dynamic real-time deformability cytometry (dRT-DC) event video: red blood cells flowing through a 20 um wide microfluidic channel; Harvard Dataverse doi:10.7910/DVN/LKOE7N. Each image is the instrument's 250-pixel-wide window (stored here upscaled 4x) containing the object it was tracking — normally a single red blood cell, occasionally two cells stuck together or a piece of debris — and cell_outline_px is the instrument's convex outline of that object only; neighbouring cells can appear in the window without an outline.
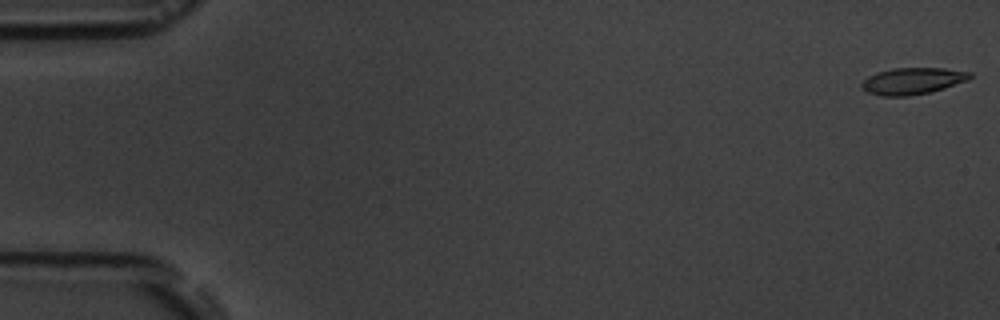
{"species": "common noctule bat (a hibernating species)", "species_latin": "Nyctalus noctula", "temperature_condition": "room temperature", "stored_images_in_passage": 4, "camera_frame_rate_fps": 3000, "um_per_image_px": 0.085, "animal": {"sex": "male", "body_mass_g": 19.5, "forearm_length_mm": 54.6}, "frame": {"image": 1, "passage_image": 1, "time_ms": 0.0, "image_size_px": [1000, 320], "cell_outline_px": [[972, 76], [968, 80], [944, 88], [928, 92], [908, 96], [880, 96], [868, 92], [860, 88], [860, 84], [868, 76], [876, 72], [892, 68], [944, 68], [972, 72]], "centroid_in_image_um": [77.54, 6.88], "position_along_channel_um": 7.5, "area_um2": 16.88}}
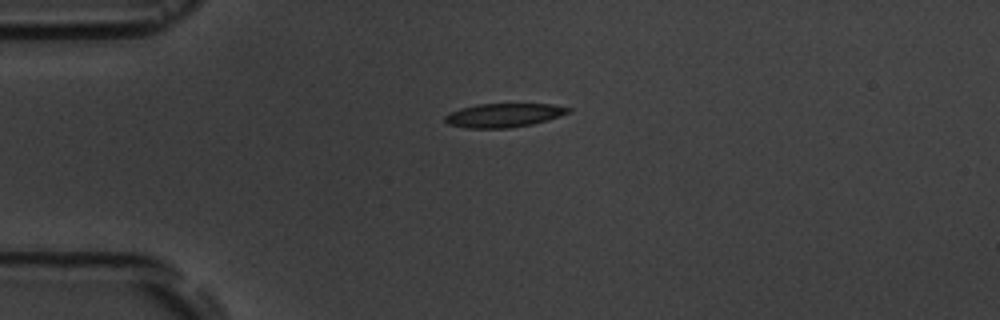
{"frame": {"image": 2, "passage_image": 4, "time_ms": 4.333, "image_size_px": [1000, 320], "cell_outline_px": [[572, 112], [548, 120], [532, 124], [508, 128], [464, 128], [448, 124], [444, 120], [444, 116], [460, 108], [476, 104], [552, 104], [572, 108]], "centroid_in_image_um": [42.84, 9.79], "position_along_channel_um": 42.2, "area_um2": 17.22}}